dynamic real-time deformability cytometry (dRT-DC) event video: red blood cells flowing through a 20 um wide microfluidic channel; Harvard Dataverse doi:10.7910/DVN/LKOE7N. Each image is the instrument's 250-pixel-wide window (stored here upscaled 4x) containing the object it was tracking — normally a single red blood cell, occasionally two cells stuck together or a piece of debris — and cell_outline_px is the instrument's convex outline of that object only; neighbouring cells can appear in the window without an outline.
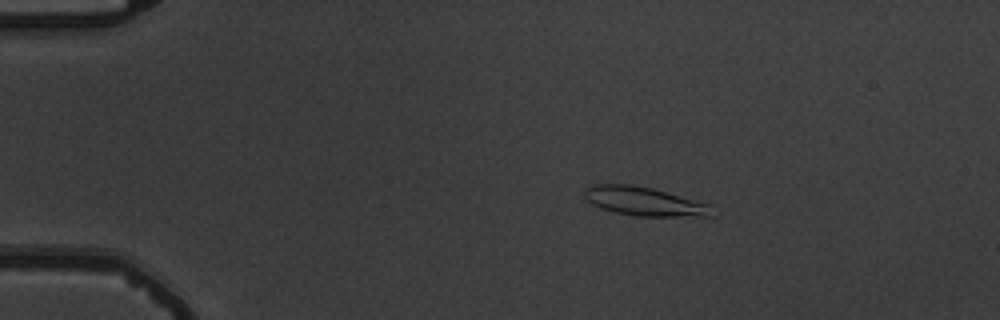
{"species": "common noctule bat (a hibernating species)", "species_latin": "Nyctalus noctula", "temperature_condition": "warm", "stored_images_in_passage": 54, "camera_frame_rate_fps": 3000, "um_per_image_px": 0.085, "animal": {"sex": "male", "body_mass_g": 19.5, "forearm_length_mm": 54.6}, "frame": {"image": 1, "passage_image": 9, "time_ms": 2.667, "image_size_px": [1000, 320], "cell_outline_px": [[712, 216], [636, 216], [616, 212], [600, 208], [592, 204], [584, 196], [584, 188], [592, 184], [632, 184], [652, 188], [712, 204]], "centroid_in_image_um": [54.76, 17.11], "position_along_channel_um": 30.2, "area_um2": 21.5}}
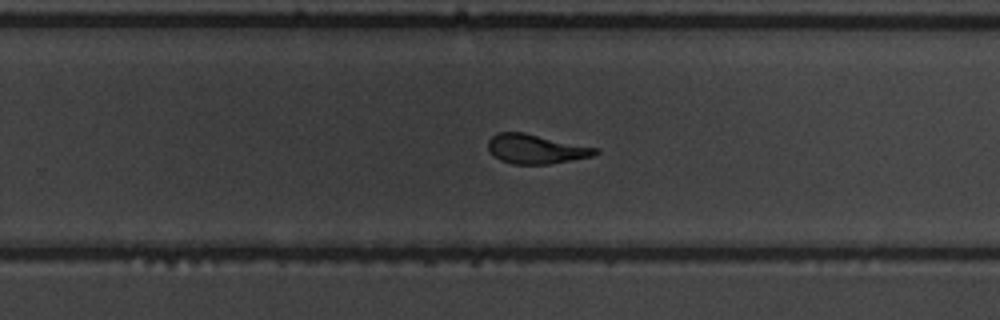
{"frame": {"image": 2, "passage_image": 35, "time_ms": 11.333, "image_size_px": [1000, 320], "cell_outline_px": [[600, 152], [592, 156], [572, 160], [548, 164], [512, 164], [500, 160], [492, 156], [488, 152], [488, 140], [492, 136], [500, 132], [524, 132], [600, 148]], "centroid_in_image_um": [45.55, 12.66], "position_along_channel_um": 284.3, "area_um2": 18.61}}
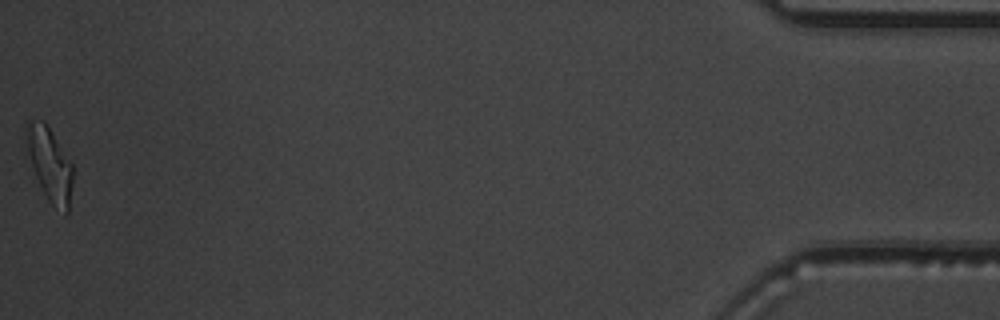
{"frame": {"image": 3, "passage_image": 54, "time_ms": 17.667, "image_size_px": [1000, 320], "cell_outline_px": [[72, 184], [68, 212], [64, 216], [48, 200], [36, 176], [32, 164], [28, 148], [24, 128], [28, 120], [44, 120], [72, 164]], "centroid_in_image_um": [4.24, 13.97], "position_along_channel_um": 431.0, "area_um2": 19.48}, "authors_computed_cell_mechanics": {"area_um2": 19.3341, "velocity_mm_per_s": 3.7092, "shape_relaxation_time_tau1_ms": 3.3969, "shape_relaxation_time_tau2_ms": 1.9969, "deformation_change_tau1": 0.1925, "deformation_change_tau2": 0.1185}}